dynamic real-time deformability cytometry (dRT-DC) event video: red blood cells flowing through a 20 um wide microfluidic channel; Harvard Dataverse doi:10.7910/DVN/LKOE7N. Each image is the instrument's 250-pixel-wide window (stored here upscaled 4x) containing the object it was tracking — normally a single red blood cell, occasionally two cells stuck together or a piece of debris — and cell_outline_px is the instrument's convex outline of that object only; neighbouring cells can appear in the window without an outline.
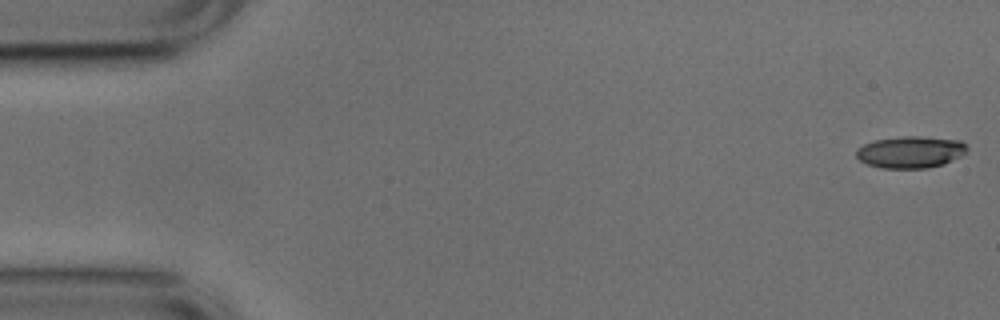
{"species": "common noctule bat (a hibernating species)", "species_latin": "Nyctalus noctula", "temperature_condition": "cold", "stored_images_in_passage": 52, "camera_frame_rate_fps": 3000, "um_per_image_px": 0.085, "animal": {"sex": "male", "body_mass_g": 17.9, "forearm_length_mm": 54.2}, "frame": {"image": 1, "passage_image": 1, "time_ms": 0.0, "image_size_px": [1000, 320], "cell_outline_px": [[968, 148], [960, 156], [944, 164], [928, 168], [880, 168], [868, 164], [860, 160], [856, 156], [856, 148], [864, 144], [876, 140], [904, 136], [920, 136], [960, 140]], "centroid_in_image_um": [77.38, 12.93], "position_along_channel_um": 7.6, "area_um2": 20.46}}
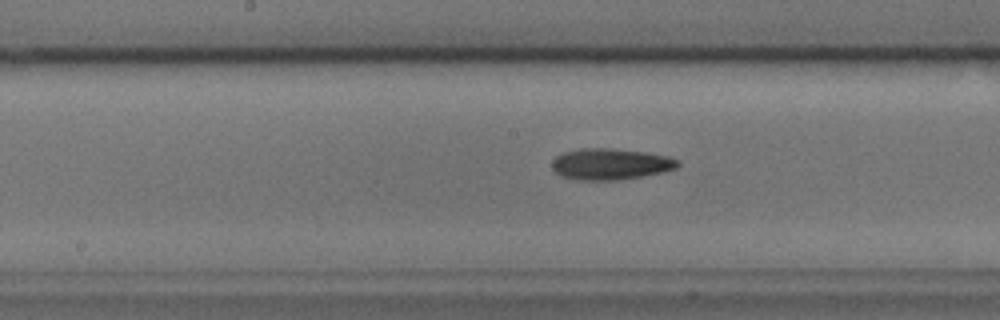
{"frame": {"image": 2, "passage_image": 26, "time_ms": 8.333, "image_size_px": [1000, 320], "cell_outline_px": [[680, 164], [676, 168], [664, 172], [620, 180], [580, 180], [560, 176], [552, 168], [552, 160], [556, 156], [564, 152], [580, 148], [612, 148], [644, 152], [668, 156], [680, 160]], "centroid_in_image_um": [51.9, 13.94], "position_along_channel_um": 196.3, "area_um2": 23.06}}
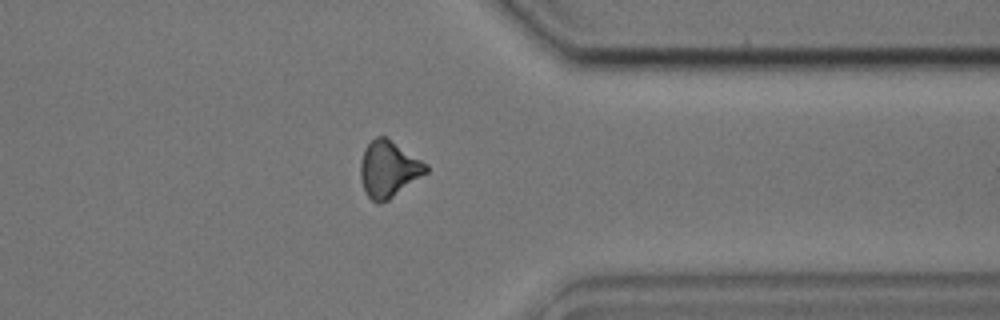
{"frame": {"image": 3, "passage_image": 41, "time_ms": 13.333, "image_size_px": [1000, 320], "cell_outline_px": [[428, 172], [388, 200], [380, 204], [376, 204], [364, 192], [360, 180], [360, 160], [364, 148], [376, 136], [388, 136], [428, 164]], "centroid_in_image_um": [33.02, 14.35], "position_along_channel_um": 378.4, "area_um2": 21.96}, "authors_computed_cell_mechanics": {"area_um2": 21.5016, "velocity_mm_per_s": 3.79, "shape_relaxation_time_tau1_ms": 3.8705, "shape_relaxation_time_tau2_ms": null, "deformation_change_tau1": 0.1058, "deformation_change_tau2": null}}